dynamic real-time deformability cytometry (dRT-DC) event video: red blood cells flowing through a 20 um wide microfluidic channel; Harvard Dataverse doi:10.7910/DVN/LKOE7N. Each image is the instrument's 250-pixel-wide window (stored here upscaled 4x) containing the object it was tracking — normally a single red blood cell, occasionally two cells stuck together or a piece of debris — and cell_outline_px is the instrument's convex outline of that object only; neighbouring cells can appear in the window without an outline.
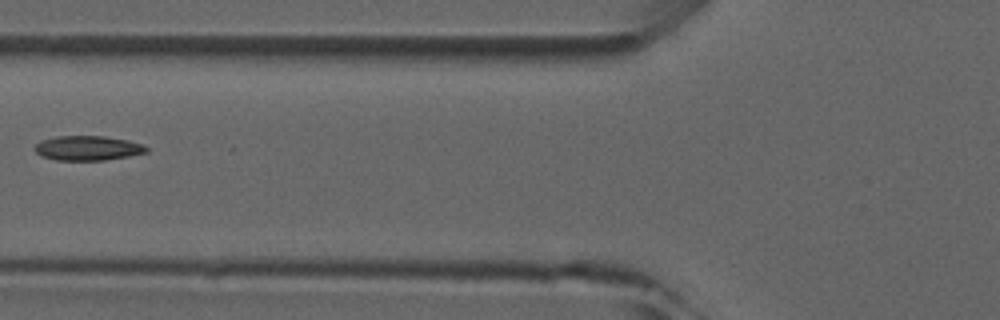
{"species": "common noctule bat (a hibernating species)", "species_latin": "Nyctalus noctula", "temperature_condition": "room temperature", "stored_images_in_passage": 6, "camera_frame_rate_fps": 3000, "um_per_image_px": 0.085, "animal": {"sex": "male", "forearm_length_mm": 52.5}, "frame": {"image": 1, "passage_image": 6, "time_ms": 6.667, "image_size_px": [1000, 320], "cell_outline_px": [[148, 152], [128, 156], [104, 160], [56, 160], [40, 156], [32, 148], [40, 140], [56, 136], [104, 136], [128, 140], [144, 144], [148, 148]], "centroid_in_image_um": [7.44, 12.58], "position_along_channel_um": 118.4, "area_um2": 16.18}}